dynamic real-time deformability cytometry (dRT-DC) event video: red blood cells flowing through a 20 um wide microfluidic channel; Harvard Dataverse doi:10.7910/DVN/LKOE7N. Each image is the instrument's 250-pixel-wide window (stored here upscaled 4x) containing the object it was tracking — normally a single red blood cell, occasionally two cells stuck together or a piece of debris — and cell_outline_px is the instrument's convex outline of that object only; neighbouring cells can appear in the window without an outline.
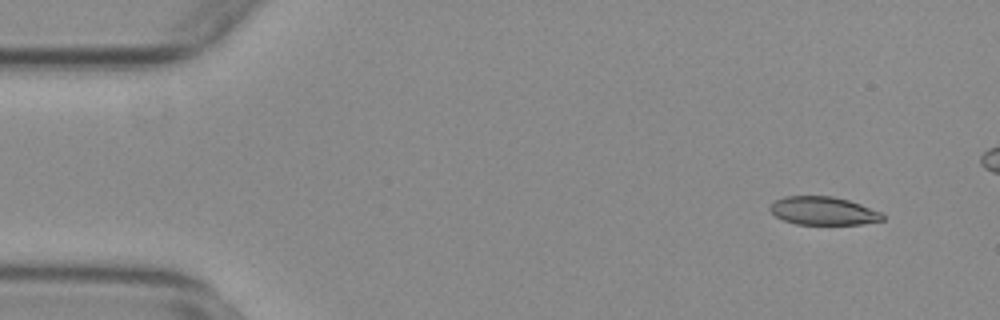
{"species": "common noctule bat (a hibernating species)", "species_latin": "Nyctalus noctula", "temperature_condition": "warm", "stored_images_in_passage": 48, "camera_frame_rate_fps": 3000, "um_per_image_px": 0.085, "animal": {"sex": "female", "body_mass_g": 29.2, "forearm_length_mm": 56.3}, "frame": {"image": 1, "passage_image": 3, "time_ms": 0.667, "image_size_px": [1000, 320], "cell_outline_px": [[884, 220], [860, 224], [796, 224], [784, 220], [776, 216], [768, 208], [776, 200], [784, 196], [832, 196], [848, 200], [860, 204], [880, 212], [884, 216]], "centroid_in_image_um": [69.97, 17.92], "position_along_channel_um": 15.0, "area_um2": 18.32}}
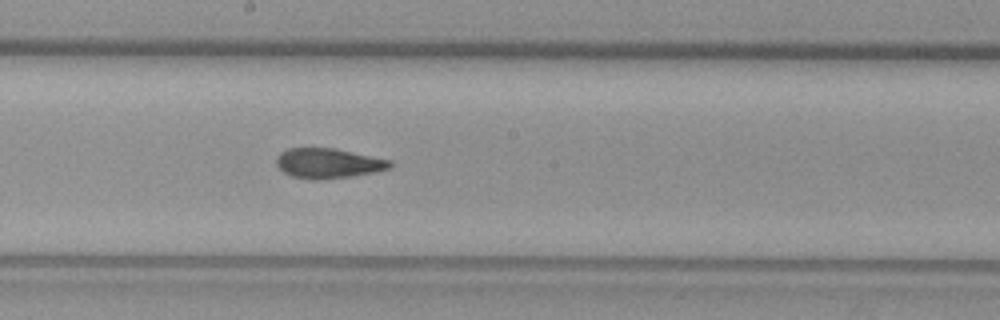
{"frame": {"image": 2, "passage_image": 28, "time_ms": 9.0, "image_size_px": [1000, 320], "cell_outline_px": [[392, 168], [352, 176], [320, 180], [312, 180], [292, 176], [284, 172], [276, 164], [276, 156], [280, 152], [288, 148], [336, 148], [392, 160]], "centroid_in_image_um": [27.9, 13.87], "position_along_channel_um": 220.3, "area_um2": 20.0}}
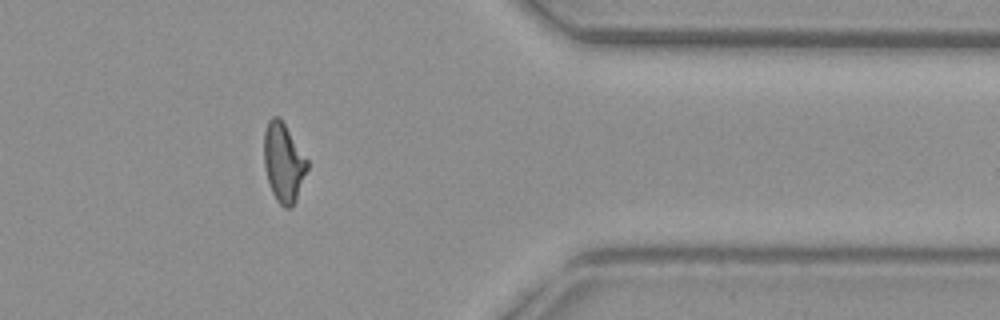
{"frame": {"image": 3, "passage_image": 43, "time_ms": 14.0, "image_size_px": [1000, 320], "cell_outline_px": [[308, 168], [296, 200], [292, 208], [284, 208], [276, 200], [272, 192], [268, 180], [264, 164], [264, 132], [268, 120], [272, 116], [280, 116], [308, 160]], "centroid_in_image_um": [24.1, 13.8], "position_along_channel_um": 387.3, "area_um2": 20.0}}